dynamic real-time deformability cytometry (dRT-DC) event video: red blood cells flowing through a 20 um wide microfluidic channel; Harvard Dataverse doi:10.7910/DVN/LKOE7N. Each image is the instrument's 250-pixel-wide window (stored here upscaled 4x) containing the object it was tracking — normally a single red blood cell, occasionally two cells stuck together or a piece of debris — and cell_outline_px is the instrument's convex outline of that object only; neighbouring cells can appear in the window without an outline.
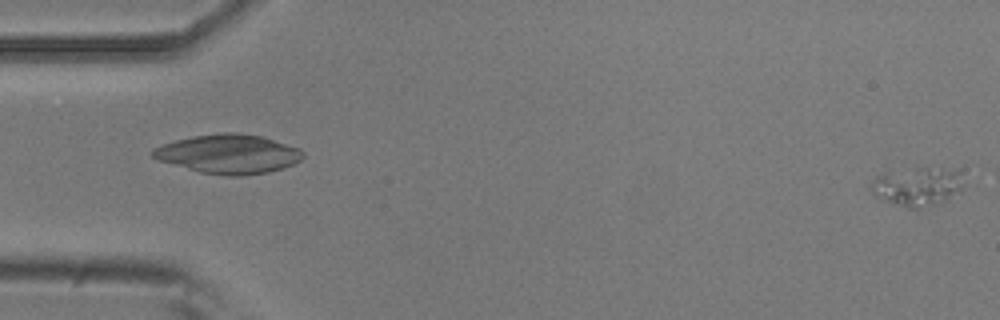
{"species": "common noctule bat (a hibernating species)", "species_latin": "Nyctalus noctula", "temperature_condition": "room temperature", "stored_images_in_passage": 5, "segment_of_instrument_passage": [2, 2], "camera_frame_rate_fps": 3000, "um_per_image_px": 0.085, "animal": {"sex": "male", "body_mass_g": 20.5, "forearm_length_mm": 52.5}, "frame": {"image": 1, "passage_image": 5, "time_ms": 1.333, "image_size_px": [1000, 320], "cell_outline_px": [[964, 168], [960, 188], [944, 200], [936, 204], [916, 208], [908, 208], [880, 200], [872, 192], [872, 180], [876, 176], [884, 172], [916, 168]], "centroid_in_image_um": [77.96, 15.82], "position_along_channel_um": 7.0, "area_um2": 20.87}}